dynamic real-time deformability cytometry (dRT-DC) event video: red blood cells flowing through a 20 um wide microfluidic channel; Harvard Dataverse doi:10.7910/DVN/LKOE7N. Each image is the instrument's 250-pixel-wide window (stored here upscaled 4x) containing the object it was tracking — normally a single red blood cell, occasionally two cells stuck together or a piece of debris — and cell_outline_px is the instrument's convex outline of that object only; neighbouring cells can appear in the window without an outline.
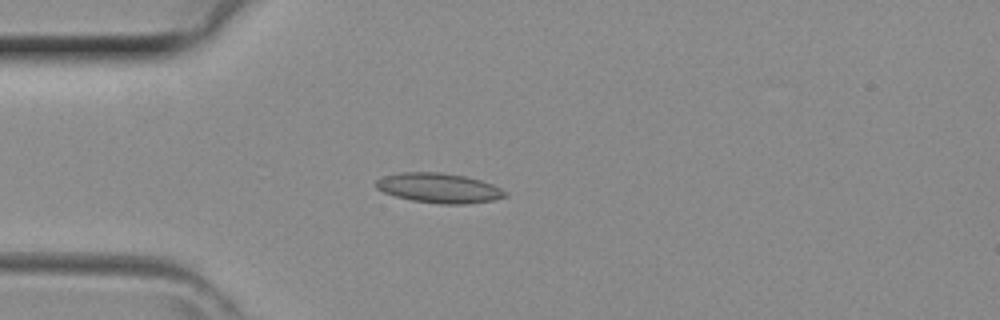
{"species": "common noctule bat (a hibernating species)", "species_latin": "Nyctalus noctula", "temperature_condition": "room temperature", "stored_images_in_passage": 19, "camera_frame_rate_fps": 3000, "um_per_image_px": 0.085, "animal": {"sex": "female", "body_mass_g": 29.2, "forearm_length_mm": 56.3}, "frame": {"image": 1, "passage_image": 10, "time_ms": 3.0, "image_size_px": [1000, 320], "cell_outline_px": [[508, 196], [492, 200], [468, 204], [440, 204], [412, 200], [396, 196], [384, 192], [376, 188], [376, 180], [384, 176], [400, 172], [440, 172], [464, 176], [480, 180], [492, 184], [508, 192]], "centroid_in_image_um": [37.33, 15.98], "position_along_channel_um": 47.7, "area_um2": 22.37}}
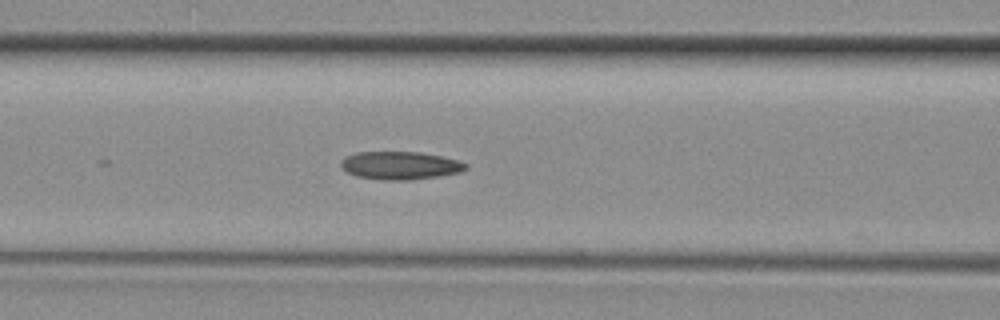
{"frame": {"image": 2, "passage_image": 16, "time_ms": 5.0, "image_size_px": [1000, 320], "cell_outline_px": [[468, 168], [460, 172], [436, 176], [408, 180], [384, 180], [356, 176], [348, 172], [340, 164], [340, 160], [356, 152], [420, 152], [440, 156], [456, 160], [468, 164]], "centroid_in_image_um": [34.01, 14.06], "position_along_channel_um": 132.6, "area_um2": 20.11}}
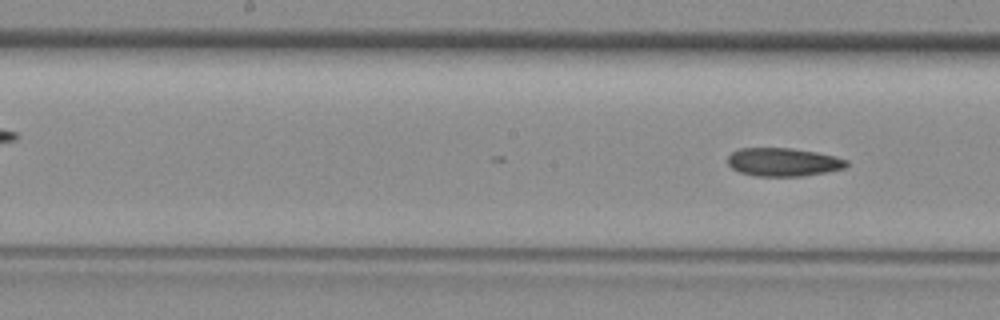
{"frame": {"image": 3, "passage_image": 19, "time_ms": 6.0, "image_size_px": [1000, 320], "cell_outline_px": [[848, 164], [844, 168], [804, 176], [756, 176], [740, 172], [732, 168], [728, 164], [728, 156], [732, 152], [740, 148], [792, 148], [816, 152], [848, 160]], "centroid_in_image_um": [66.55, 13.77], "position_along_channel_um": 181.6, "area_um2": 19.48}}